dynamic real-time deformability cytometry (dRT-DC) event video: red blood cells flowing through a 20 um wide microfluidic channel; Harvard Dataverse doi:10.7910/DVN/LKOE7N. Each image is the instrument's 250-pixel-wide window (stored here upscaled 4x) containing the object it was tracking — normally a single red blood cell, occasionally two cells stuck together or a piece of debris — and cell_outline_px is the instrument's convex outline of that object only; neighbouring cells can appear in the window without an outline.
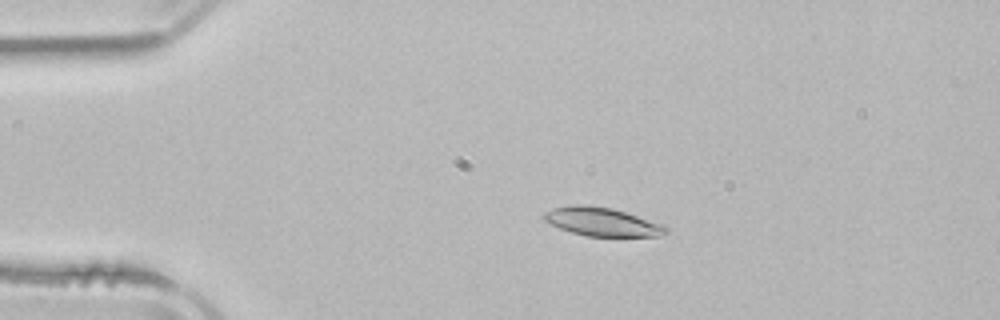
{"species": "common noctule bat (a hibernating species)", "species_latin": "Nyctalus noctula", "temperature_condition": "room temperature", "stored_images_in_passage": 3, "camera_frame_rate_fps": 3000, "um_per_image_px": 0.085, "animal": {"sex": "male", "body_mass_g": 21.5, "forearm_length_mm": 52.0}, "frame": {"image": 1, "passage_image": 2, "time_ms": 1.333, "image_size_px": [1000, 320], "cell_outline_px": [[668, 232], [660, 236], [588, 236], [572, 232], [560, 228], [544, 220], [544, 212], [552, 208], [572, 204], [584, 204], [612, 208], [664, 224], [668, 228]], "centroid_in_image_um": [51.19, 18.84], "position_along_channel_um": 33.8, "area_um2": 20.23}}